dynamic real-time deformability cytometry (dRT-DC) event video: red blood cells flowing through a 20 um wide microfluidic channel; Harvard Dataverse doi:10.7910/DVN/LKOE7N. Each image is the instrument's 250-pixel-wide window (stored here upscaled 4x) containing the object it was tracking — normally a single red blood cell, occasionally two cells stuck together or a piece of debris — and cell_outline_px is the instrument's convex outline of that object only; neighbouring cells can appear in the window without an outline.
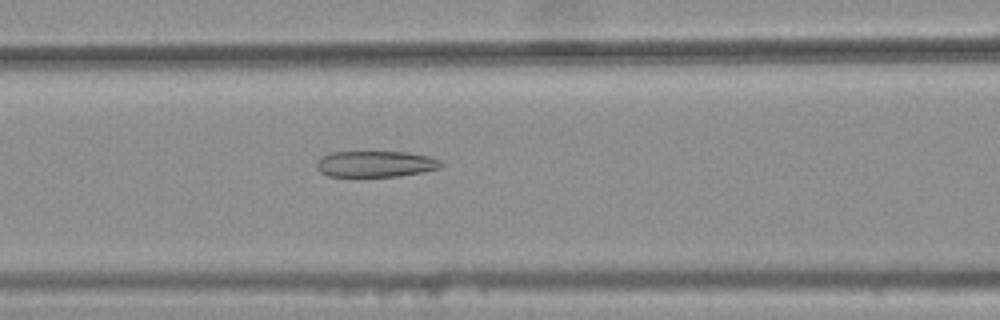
{"species": "common noctule bat (a hibernating species)", "species_latin": "Nyctalus noctula", "temperature_condition": "warm", "stored_images_in_passage": 47, "camera_frame_rate_fps": 3000, "um_per_image_px": 0.085, "animal": {"sex": "female", "body_mass_g": 25.1}, "frame": {"image": 1, "passage_image": 22, "time_ms": 7.0, "image_size_px": [1000, 320], "cell_outline_px": [[444, 164], [440, 168], [400, 176], [328, 176], [320, 172], [316, 168], [316, 160], [320, 156], [332, 152], [408, 152], [432, 156], [440, 160]], "centroid_in_image_um": [31.91, 13.92], "position_along_channel_um": 134.7, "area_um2": 19.13}}
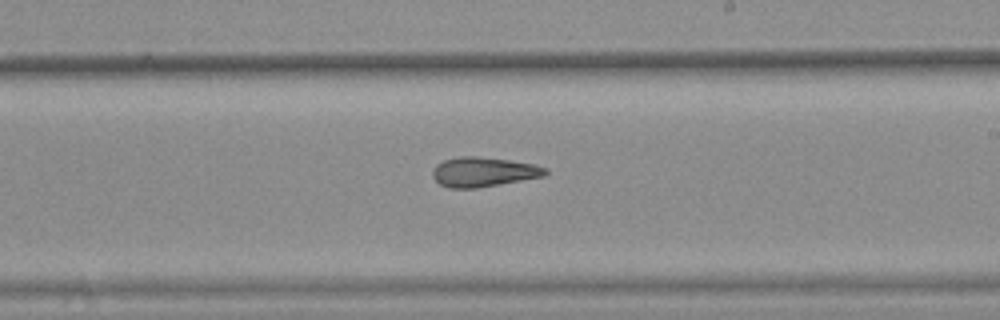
{"frame": {"image": 2, "passage_image": 31, "time_ms": 10.0, "image_size_px": [1000, 320], "cell_outline_px": [[548, 172], [544, 176], [476, 188], [448, 188], [440, 184], [432, 176], [432, 172], [436, 164], [444, 160], [460, 156], [476, 156], [508, 160], [532, 164], [548, 168]], "centroid_in_image_um": [41.07, 14.61], "position_along_channel_um": 247.9, "area_um2": 19.31}}
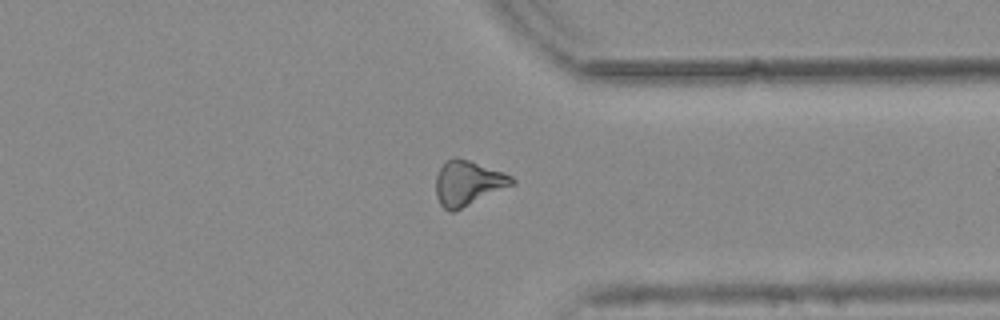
{"frame": {"image": 3, "passage_image": 41, "time_ms": 13.333, "image_size_px": [1000, 320], "cell_outline_px": [[516, 184], [452, 212], [448, 212], [440, 204], [436, 196], [436, 176], [440, 168], [448, 160], [456, 156], [504, 172], [512, 176], [516, 180]], "centroid_in_image_um": [39.79, 15.56], "position_along_channel_um": 371.6, "area_um2": 19.83}, "authors_computed_cell_mechanics": {"area_um2": 19.8254, "velocity_mm_per_s": 3.7858, "shape_relaxation_time_tau1_ms": null, "shape_relaxation_time_tau2_ms": 5.5906, "deformation_change_tau1": null, "deformation_change_tau2": 0.1791}}